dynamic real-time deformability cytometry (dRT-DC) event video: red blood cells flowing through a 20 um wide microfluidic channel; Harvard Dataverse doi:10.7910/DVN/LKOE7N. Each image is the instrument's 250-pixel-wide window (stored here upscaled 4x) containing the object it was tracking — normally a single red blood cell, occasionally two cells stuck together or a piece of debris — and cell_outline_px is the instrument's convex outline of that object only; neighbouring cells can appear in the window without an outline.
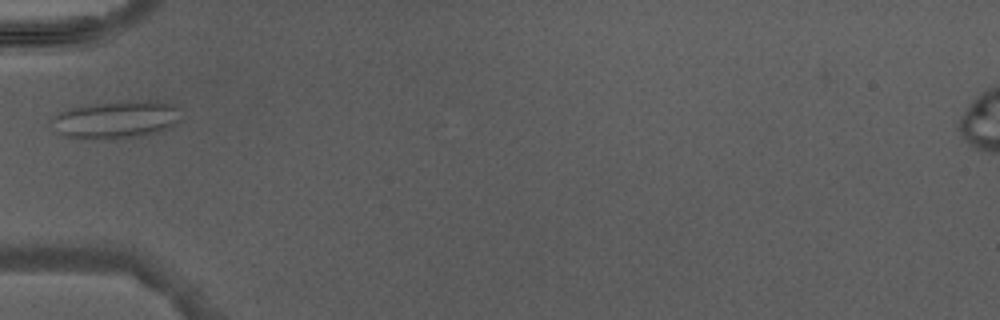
{"species": "Egyptian fruit bat (a non-hibernating species)", "species_latin": "Rousettus aegyptiacus", "temperature_condition": "warm", "stored_images_in_passage": 2, "camera_frame_rate_fps": 3000, "um_per_image_px": 0.085, "animal": {"sex": "male"}, "frame": {"image": 1, "passage_image": 1, "time_ms": 0.0, "image_size_px": [1000, 320], "cell_outline_px": [[180, 124], [144, 136], [96, 140], [92, 140], [68, 136], [60, 132], [52, 120], [52, 116], [68, 108], [92, 104], [132, 100], [164, 100], [180, 104]], "centroid_in_image_um": [10.02, 10.14], "position_along_channel_um": 75.0, "area_um2": 28.96}}